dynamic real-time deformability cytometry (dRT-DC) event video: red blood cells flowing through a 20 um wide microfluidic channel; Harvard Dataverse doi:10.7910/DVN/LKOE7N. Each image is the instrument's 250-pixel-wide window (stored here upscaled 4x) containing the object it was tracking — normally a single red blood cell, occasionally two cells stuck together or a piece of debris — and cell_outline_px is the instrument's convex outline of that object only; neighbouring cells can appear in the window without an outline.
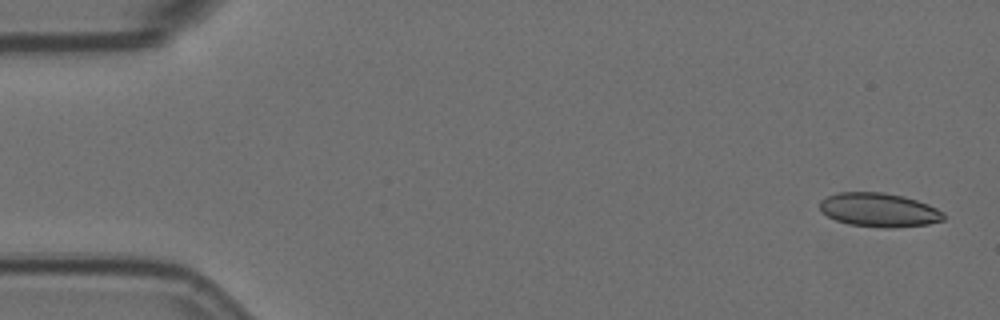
{"species": "Egyptian fruit bat (a non-hibernating species)", "species_latin": "Rousettus aegyptiacus", "temperature_condition": "room temperature", "stored_images_in_passage": 5, "camera_frame_rate_fps": 3000, "um_per_image_px": 0.085, "animal": {"sex": "female"}, "frame": {"image": 1, "passage_image": 1, "time_ms": 0.0, "image_size_px": [1000, 320], "cell_outline_px": [[944, 220], [928, 224], [888, 228], [884, 228], [848, 224], [836, 220], [820, 212], [820, 200], [836, 192], [884, 192], [904, 196], [928, 204], [944, 212]], "centroid_in_image_um": [74.7, 17.84], "position_along_channel_um": 10.3, "area_um2": 24.57}}
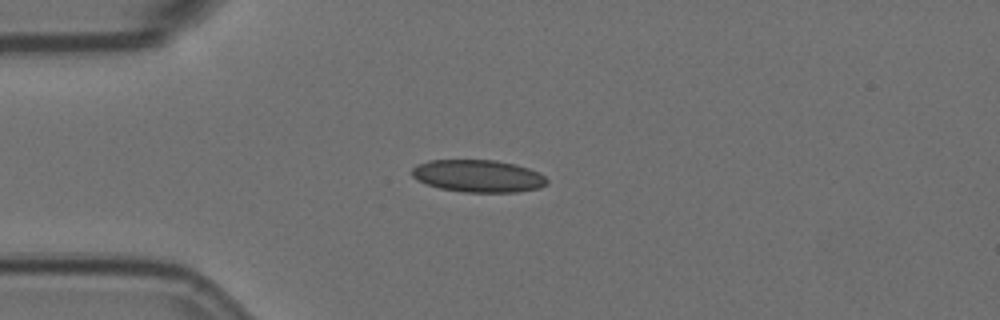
{"frame": {"image": 2, "passage_image": 3, "time_ms": 0.667, "image_size_px": [1000, 320], "cell_outline_px": [[548, 184], [540, 188], [516, 192], [464, 192], [440, 188], [416, 180], [412, 176], [412, 168], [416, 164], [428, 160], [496, 160], [528, 168], [540, 172], [548, 180]], "centroid_in_image_um": [40.64, 14.96], "position_along_channel_um": 44.4, "area_um2": 25.55}}
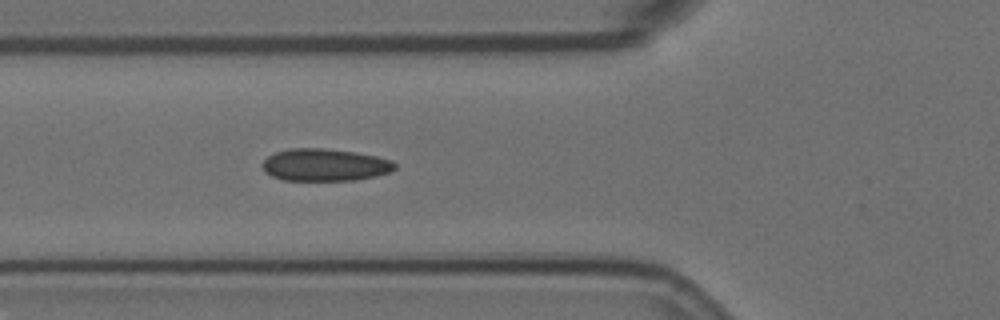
{"frame": {"image": 3, "passage_image": 5, "time_ms": 1.333, "image_size_px": [1000, 320], "cell_outline_px": [[396, 168], [392, 172], [376, 176], [356, 180], [284, 180], [272, 176], [264, 172], [264, 160], [268, 156], [276, 152], [292, 148], [324, 148], [356, 152], [376, 156], [392, 160], [396, 164]], "centroid_in_image_um": [27.66, 14.01], "position_along_channel_um": 98.1, "area_um2": 24.97}}